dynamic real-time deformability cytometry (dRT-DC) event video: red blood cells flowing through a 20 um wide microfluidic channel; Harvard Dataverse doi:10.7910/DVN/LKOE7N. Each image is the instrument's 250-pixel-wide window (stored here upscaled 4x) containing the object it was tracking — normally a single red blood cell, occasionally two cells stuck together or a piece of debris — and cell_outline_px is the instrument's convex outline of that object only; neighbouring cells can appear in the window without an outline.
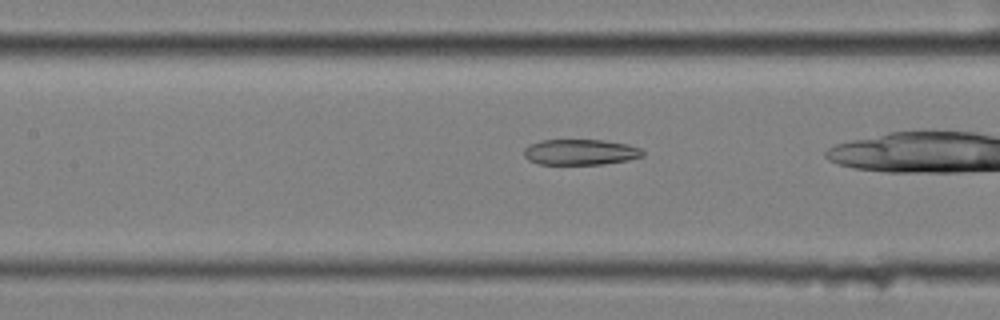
{"species": "common noctule bat (a hibernating species)", "species_latin": "Nyctalus noctula", "temperature_condition": "cold", "stored_images_in_passage": 40, "camera_frame_rate_fps": 3000, "um_per_image_px": 0.085, "animal": {"sex": "female", "body_mass_g": 25.1}, "frame": {"image": 1, "passage_image": 21, "time_ms": 6.667, "image_size_px": [1000, 320], "cell_outline_px": [[644, 156], [628, 160], [604, 164], [540, 164], [528, 160], [524, 156], [524, 148], [528, 144], [540, 140], [604, 140], [628, 144], [640, 148], [644, 152]], "centroid_in_image_um": [49.32, 12.92], "position_along_channel_um": 158.1, "area_um2": 17.92}}
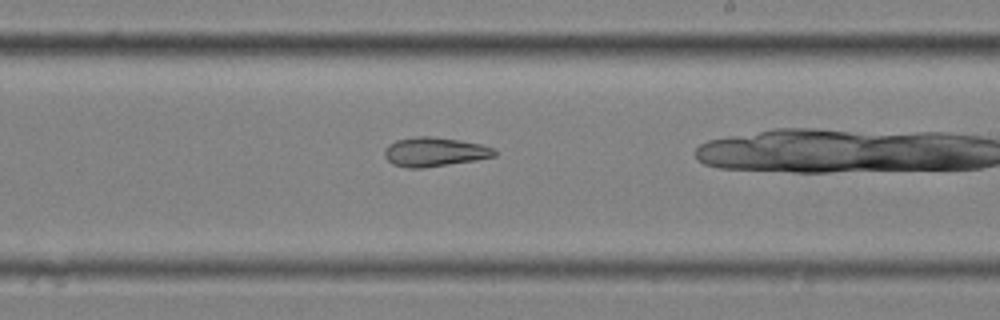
{"frame": {"image": 2, "passage_image": 29, "time_ms": 9.333, "image_size_px": [1000, 320], "cell_outline_px": [[496, 156], [476, 160], [420, 168], [408, 168], [392, 164], [384, 156], [384, 148], [388, 144], [396, 140], [416, 136], [432, 136], [460, 140], [480, 144], [492, 148], [496, 152]], "centroid_in_image_um": [36.89, 12.9], "position_along_channel_um": 252.1, "area_um2": 18.67}}
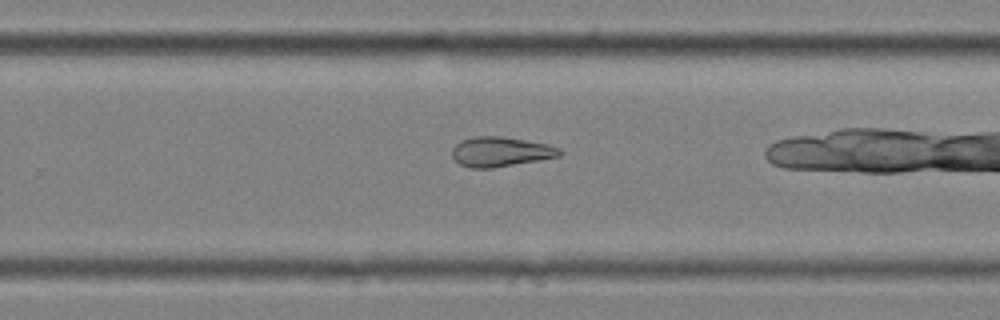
{"frame": {"image": 3, "passage_image": 32, "time_ms": 10.333, "image_size_px": [1000, 320], "cell_outline_px": [[564, 152], [560, 156], [492, 168], [472, 168], [460, 164], [452, 156], [452, 148], [460, 140], [476, 136], [500, 136], [548, 144], [560, 148]], "centroid_in_image_um": [42.55, 12.89], "position_along_channel_um": 287.3, "area_um2": 18.55}}